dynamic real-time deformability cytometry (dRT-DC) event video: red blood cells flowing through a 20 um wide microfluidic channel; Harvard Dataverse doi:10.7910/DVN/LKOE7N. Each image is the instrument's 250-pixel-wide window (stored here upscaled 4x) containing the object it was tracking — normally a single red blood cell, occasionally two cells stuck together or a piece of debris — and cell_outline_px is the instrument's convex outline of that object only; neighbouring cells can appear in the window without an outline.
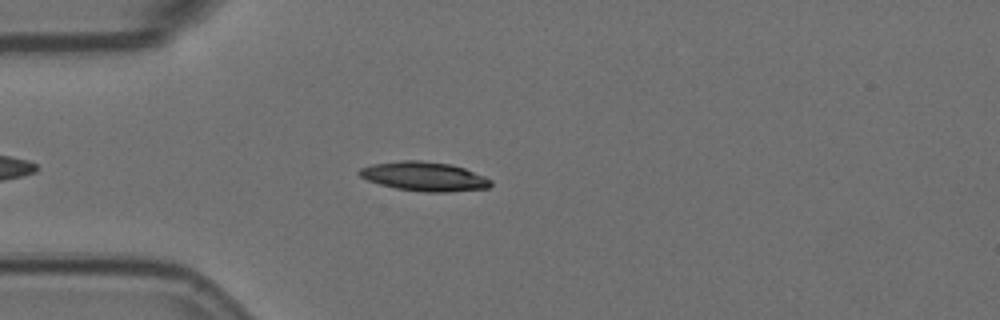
{"species": "Egyptian fruit bat (a non-hibernating species)", "species_latin": "Rousettus aegyptiacus", "temperature_condition": "room temperature", "stored_images_in_passage": 48, "camera_frame_rate_fps": 3000, "um_per_image_px": 0.085, "animal": {"sex": "female"}, "frame": {"image": 1, "passage_image": 7, "time_ms": 2.0, "image_size_px": [1000, 320], "cell_outline_px": [[492, 184], [488, 188], [448, 192], [424, 192], [396, 188], [380, 184], [368, 180], [360, 176], [356, 172], [360, 168], [372, 164], [400, 160], [420, 160], [448, 164], [464, 168], [484, 176], [492, 180]], "centroid_in_image_um": [36.05, 14.99], "position_along_channel_um": 49.0, "area_um2": 22.31}}
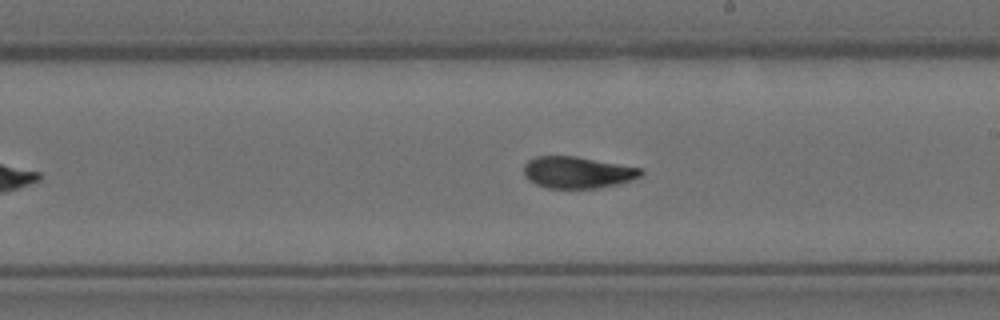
{"frame": {"image": 2, "passage_image": 24, "time_ms": 7.667, "image_size_px": [1000, 320], "cell_outline_px": [[644, 172], [640, 176], [632, 180], [620, 184], [596, 188], [548, 188], [536, 184], [524, 176], [524, 164], [528, 160], [536, 156], [576, 156], [644, 168]], "centroid_in_image_um": [49.12, 14.65], "position_along_channel_um": 239.9, "area_um2": 21.79}}
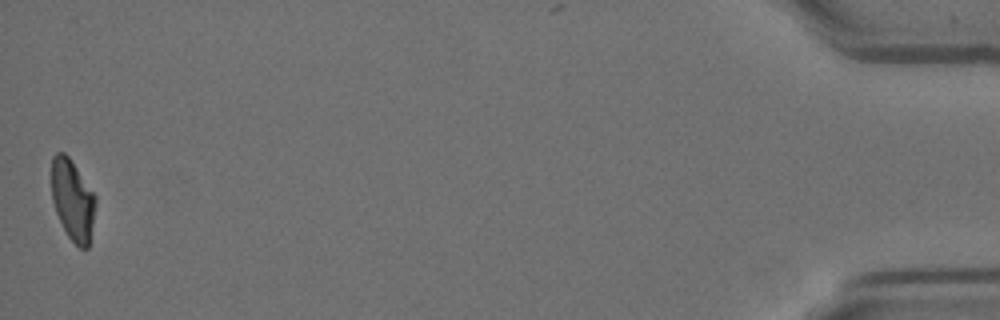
{"frame": {"image": 3, "passage_image": 48, "time_ms": 15.667, "image_size_px": [1000, 320], "cell_outline_px": [[96, 204], [88, 248], [80, 248], [68, 236], [56, 212], [52, 200], [52, 156], [56, 152], [64, 152], [68, 156], [96, 196]], "centroid_in_image_um": [6.17, 16.98], "position_along_channel_um": 429.0, "area_um2": 20.46}, "authors_computed_cell_mechanics": {"area_um2": 21.9062, "velocity_mm_per_s": 3.5696, "shape_relaxation_time_tau1_ms": 7.9146, "shape_relaxation_time_tau2_ms": 2.8588, "deformation_change_tau1": 0.21, "deformation_change_tau2": 0.0888}}